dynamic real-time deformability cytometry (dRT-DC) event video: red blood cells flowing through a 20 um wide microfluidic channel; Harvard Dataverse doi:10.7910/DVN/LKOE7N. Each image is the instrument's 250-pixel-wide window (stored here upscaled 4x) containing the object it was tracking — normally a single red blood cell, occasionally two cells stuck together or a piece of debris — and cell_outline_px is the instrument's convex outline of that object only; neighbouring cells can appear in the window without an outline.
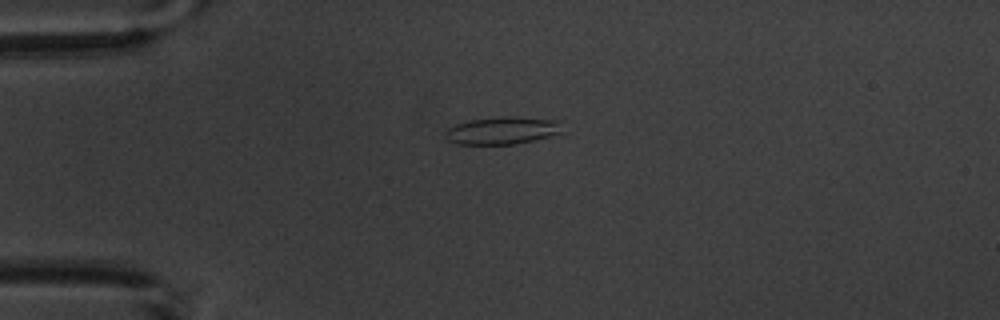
{"species": "common noctule bat (a hibernating species)", "species_latin": "Nyctalus noctula", "temperature_condition": "warm", "stored_images_in_passage": 6, "camera_frame_rate_fps": 3000, "um_per_image_px": 0.085, "animal": {"sex": "male", "body_mass_g": 20.1, "forearm_length_mm": 53.5}, "frame": {"image": 1, "passage_image": 6, "time_ms": 6.667, "image_size_px": [1000, 320], "cell_outline_px": [[564, 132], [516, 144], [456, 144], [448, 140], [444, 136], [444, 132], [448, 128], [456, 124], [472, 120], [508, 116], [564, 120]], "centroid_in_image_um": [42.77, 11.09], "position_along_channel_um": 42.2, "area_um2": 18.9}}